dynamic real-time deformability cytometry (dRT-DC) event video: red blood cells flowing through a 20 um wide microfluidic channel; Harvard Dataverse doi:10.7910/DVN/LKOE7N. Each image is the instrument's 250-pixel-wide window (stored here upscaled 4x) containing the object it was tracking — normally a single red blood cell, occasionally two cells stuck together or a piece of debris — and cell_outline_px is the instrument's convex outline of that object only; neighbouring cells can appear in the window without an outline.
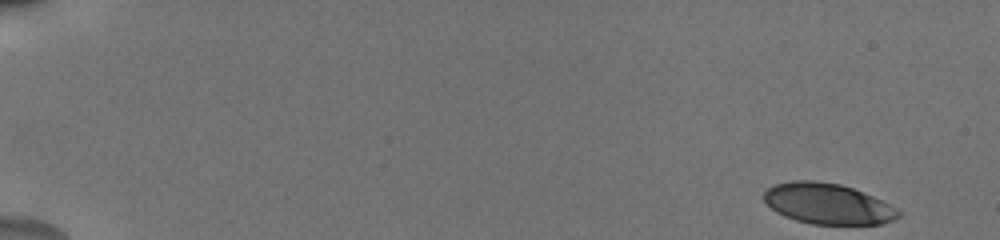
{"species": "human", "species_latin": "Homo sapiens", "temperature_condition": "cold", "stored_images_in_passage": 53, "camera_frame_rate_fps": 3000, "um_per_image_px": 0.085, "donor": {"sex": "male"}, "frame": {"image": 1, "passage_image": 1, "time_ms": 0.0, "image_size_px": [1000, 240], "cell_outline_px": [[900, 216], [892, 220], [880, 224], [812, 224], [796, 220], [784, 216], [776, 212], [764, 200], [764, 192], [772, 184], [792, 180], [812, 180], [840, 184], [852, 188], [872, 196], [896, 208], [900, 212]], "centroid_in_image_um": [70.32, 17.31], "position_along_channel_um": 14.7, "area_um2": 31.73}}
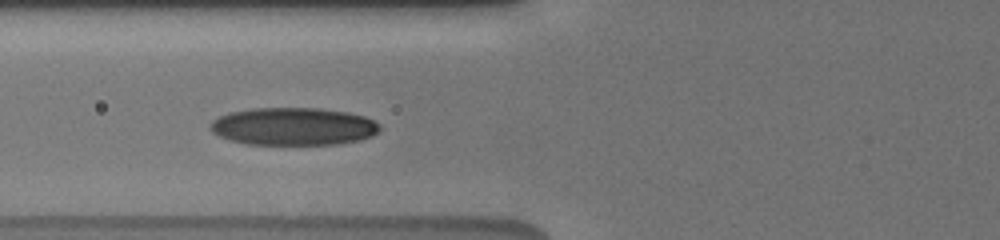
{"frame": {"image": 2, "passage_image": 21, "time_ms": 6.667, "image_size_px": [1000, 240], "cell_outline_px": [[380, 132], [372, 136], [360, 140], [336, 144], [248, 144], [228, 140], [212, 132], [208, 128], [208, 124], [212, 120], [228, 112], [252, 108], [320, 108], [348, 112], [364, 116], [380, 124]], "centroid_in_image_um": [24.92, 10.74], "position_along_channel_um": 100.9, "area_um2": 37.51}}
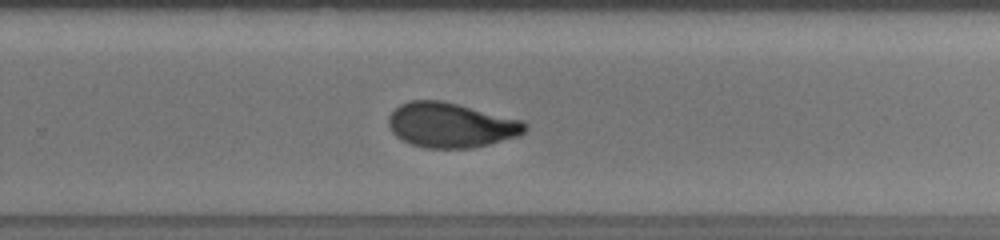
{"frame": {"image": 3, "passage_image": 36, "time_ms": 11.667, "image_size_px": [1000, 240], "cell_outline_px": [[528, 128], [524, 132], [516, 136], [488, 144], [472, 148], [424, 148], [412, 144], [396, 136], [392, 132], [388, 124], [388, 116], [400, 104], [408, 100], [440, 100], [524, 120], [528, 124]], "centroid_in_image_um": [38.32, 10.63], "position_along_channel_um": 291.5, "area_um2": 35.6}, "authors_computed_cell_mechanics": {"area_um2": 35.258, "velocity_mm_per_s": 3.8196, "shape_relaxation_time_tau1_ms": 4.1874, "shape_relaxation_time_tau2_ms": 1.7389, "deformation_change_tau1": 0.1595, "deformation_change_tau2": 0.0687}}